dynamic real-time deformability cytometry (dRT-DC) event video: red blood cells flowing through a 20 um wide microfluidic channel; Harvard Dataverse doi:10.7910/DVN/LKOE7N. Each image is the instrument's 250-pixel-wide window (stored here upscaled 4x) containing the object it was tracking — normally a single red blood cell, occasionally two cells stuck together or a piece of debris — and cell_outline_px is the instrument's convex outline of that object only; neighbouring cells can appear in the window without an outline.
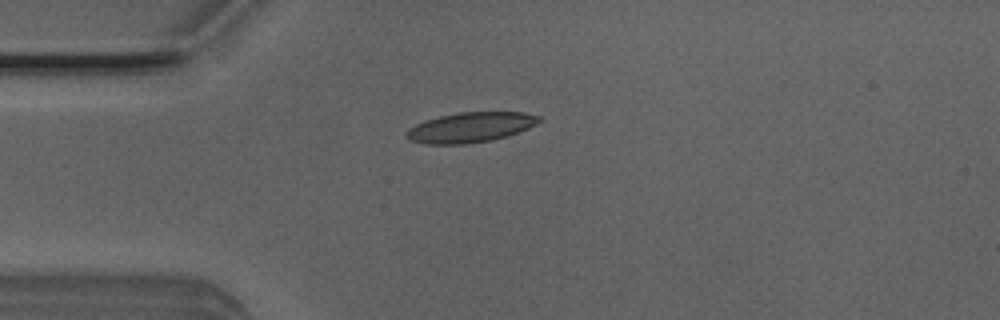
{"species": "Egyptian fruit bat (a non-hibernating species)", "species_latin": "Rousettus aegyptiacus", "temperature_condition": "room temperature", "stored_images_in_passage": 4, "camera_frame_rate_fps": 3000, "um_per_image_px": 0.085, "animal": {"sex": "male"}, "frame": {"image": 1, "passage_image": 3, "time_ms": 0.667, "image_size_px": [1000, 320], "cell_outline_px": [[544, 120], [528, 128], [508, 136], [492, 140], [464, 144], [424, 144], [408, 140], [404, 136], [404, 132], [408, 128], [424, 120], [440, 116], [460, 112], [524, 112], [540, 116]], "centroid_in_image_um": [39.96, 10.83], "position_along_channel_um": 45.0, "area_um2": 23.52}}